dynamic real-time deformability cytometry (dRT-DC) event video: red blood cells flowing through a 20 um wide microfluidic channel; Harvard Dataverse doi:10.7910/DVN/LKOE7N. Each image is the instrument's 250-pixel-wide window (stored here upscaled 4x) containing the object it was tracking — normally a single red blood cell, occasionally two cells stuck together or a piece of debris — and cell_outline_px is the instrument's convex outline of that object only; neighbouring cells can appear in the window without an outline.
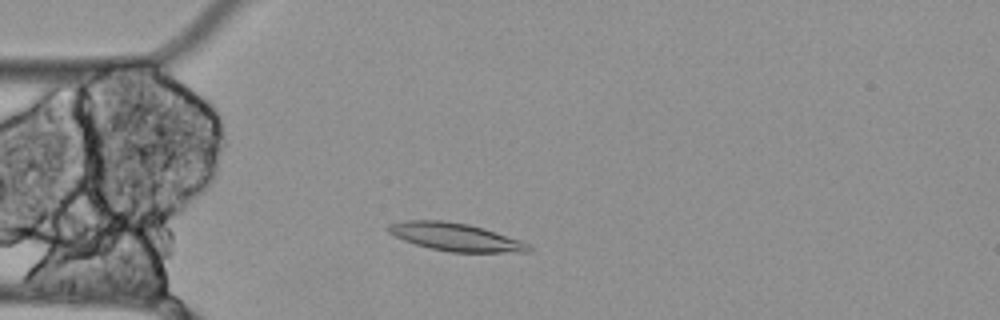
{"species": "Egyptian fruit bat (a non-hibernating species)", "species_latin": "Rousettus aegyptiacus", "temperature_condition": "cold", "stored_images_in_passage": 50, "segment_of_instrument_passage": [1, 2], "camera_frame_rate_fps": 3000, "um_per_image_px": 0.085, "animal": {"sex": "female"}, "frame": {"image": 1, "passage_image": 8, "time_ms": 2.333, "image_size_px": [1000, 320], "cell_outline_px": [[532, 252], [448, 252], [416, 244], [404, 240], [388, 232], [384, 228], [388, 224], [404, 220], [444, 220], [468, 224], [484, 228], [520, 240], [528, 244], [532, 248]], "centroid_in_image_um": [38.7, 20.13], "position_along_channel_um": 46.3, "area_um2": 22.83}}
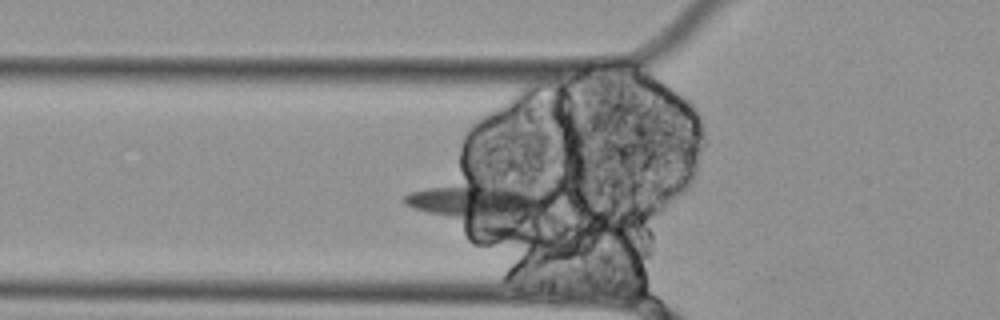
{"frame": {"image": 2, "passage_image": 12, "time_ms": 3.667, "image_size_px": [1000, 320], "cell_outline_px": [[556, 200], [552, 204], [508, 240], [504, 240], [412, 208], [404, 204], [400, 200], [404, 196], [412, 192], [428, 188], [464, 184], [472, 184], [540, 192], [556, 196]], "centroid_in_image_um": [40.97, 17.59], "position_along_channel_um": 84.8, "area_um2": 37.28}}